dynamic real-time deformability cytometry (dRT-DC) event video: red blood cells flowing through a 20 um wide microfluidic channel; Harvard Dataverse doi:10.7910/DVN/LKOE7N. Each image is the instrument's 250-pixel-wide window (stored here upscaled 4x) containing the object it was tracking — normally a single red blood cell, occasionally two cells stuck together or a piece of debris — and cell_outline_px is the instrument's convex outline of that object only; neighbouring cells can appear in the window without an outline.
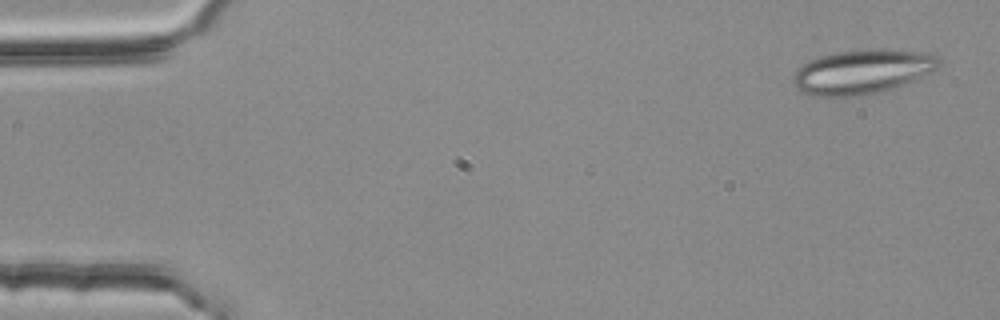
{"species": "common noctule bat (a hibernating species)", "species_latin": "Nyctalus noctula", "temperature_condition": "room temperature", "stored_images_in_passage": 3, "camera_frame_rate_fps": 3000, "um_per_image_px": 0.085, "animal": {"sex": "female", "body_mass_g": 25.1}, "frame": {"image": 1, "passage_image": 3, "time_ms": 0.667, "image_size_px": [1000, 320], "cell_outline_px": [[940, 68], [932, 72], [904, 84], [864, 96], [812, 96], [796, 88], [792, 84], [792, 76], [808, 60], [820, 56], [836, 52], [872, 48], [884, 48], [920, 52], [936, 56], [940, 60]], "centroid_in_image_um": [73.29, 6.09], "position_along_channel_um": 11.7, "area_um2": 37.8}}